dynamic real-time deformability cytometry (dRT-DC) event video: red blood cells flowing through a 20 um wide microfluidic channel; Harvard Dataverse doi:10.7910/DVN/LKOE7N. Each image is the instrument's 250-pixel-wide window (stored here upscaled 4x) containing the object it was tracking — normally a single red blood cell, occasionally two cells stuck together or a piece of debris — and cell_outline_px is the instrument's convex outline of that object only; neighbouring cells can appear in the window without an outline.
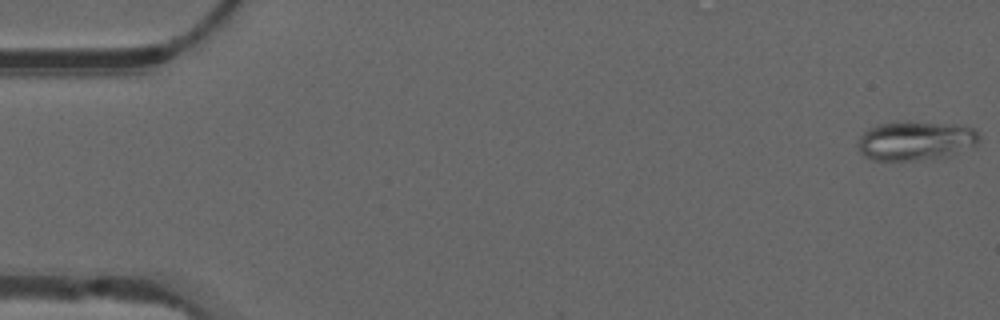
{"species": "common noctule bat (a hibernating species)", "species_latin": "Nyctalus noctula", "temperature_condition": "warm", "stored_images_in_passage": 54, "camera_frame_rate_fps": 3000, "um_per_image_px": 0.085, "animal": {"sex": "male", "forearm_length_mm": 52.5}, "frame": {"image": 1, "passage_image": 1, "time_ms": 0.0, "image_size_px": [1000, 320], "cell_outline_px": [[980, 140], [976, 148], [952, 156], [912, 160], [872, 160], [864, 156], [860, 152], [856, 144], [860, 136], [868, 128], [880, 124], [904, 120], [908, 120], [960, 124], [972, 128], [980, 136]], "centroid_in_image_um": [77.89, 11.94], "position_along_channel_um": 7.1, "area_um2": 28.67}}
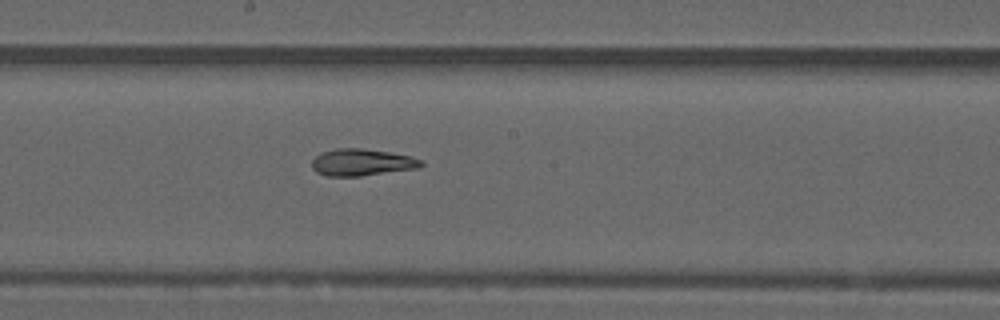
{"frame": {"image": 2, "passage_image": 29, "time_ms": 9.333, "image_size_px": [1000, 320], "cell_outline_px": [[424, 164], [420, 168], [360, 176], [328, 176], [316, 172], [312, 168], [312, 160], [320, 152], [336, 148], [360, 148], [388, 152], [412, 156], [424, 160]], "centroid_in_image_um": [30.78, 13.8], "position_along_channel_um": 217.4, "area_um2": 17.28}}
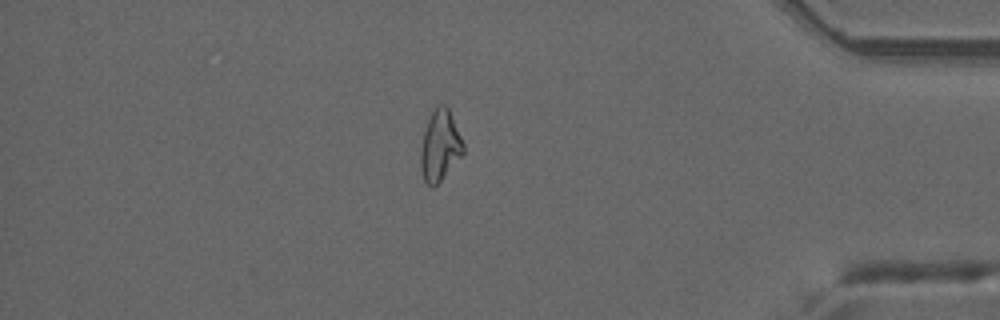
{"frame": {"image": 3, "passage_image": 46, "time_ms": 15.0, "image_size_px": [1000, 320], "cell_outline_px": [[464, 152], [440, 180], [432, 188], [424, 180], [420, 164], [420, 148], [424, 132], [428, 120], [436, 104], [444, 104], [448, 108], [464, 144]], "centroid_in_image_um": [37.38, 12.36], "position_along_channel_um": 397.8, "area_um2": 17.22}, "authors_computed_cell_mechanics": {"area_um2": 18.8717, "velocity_mm_per_s": 3.8114, "shape_relaxation_time_tau1_ms": null, "shape_relaxation_time_tau2_ms": 3.6426, "deformation_change_tau1": null, "deformation_change_tau2": 0.0777}}